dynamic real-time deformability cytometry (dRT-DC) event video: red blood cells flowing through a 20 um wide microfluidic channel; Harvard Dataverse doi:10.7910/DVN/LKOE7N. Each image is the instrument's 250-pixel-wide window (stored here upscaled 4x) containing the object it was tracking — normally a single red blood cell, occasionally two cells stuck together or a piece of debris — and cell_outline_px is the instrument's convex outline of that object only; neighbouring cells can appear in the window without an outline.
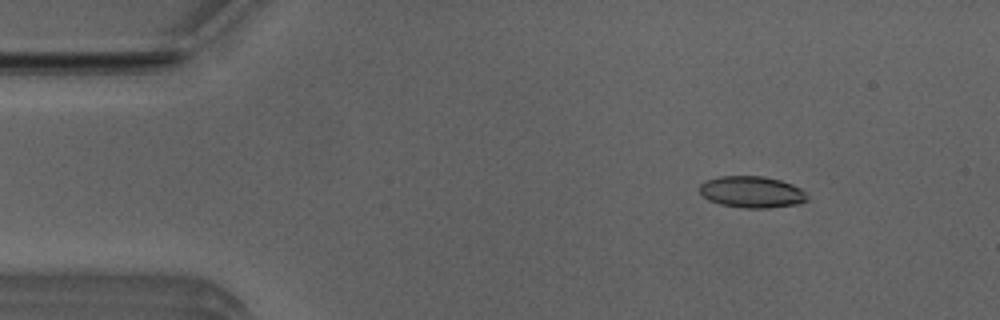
{"species": "Egyptian fruit bat (a non-hibernating species)", "species_latin": "Rousettus aegyptiacus", "temperature_condition": "room temperature", "stored_images_in_passage": 51, "camera_frame_rate_fps": 3000, "um_per_image_px": 0.085, "animal": {"sex": "male"}, "frame": {"image": 1, "passage_image": 7, "time_ms": 2.0, "image_size_px": [1000, 320], "cell_outline_px": [[808, 200], [800, 204], [768, 208], [744, 208], [720, 204], [708, 200], [700, 192], [700, 184], [708, 180], [720, 176], [764, 176], [780, 180], [792, 184], [800, 188], [808, 196]], "centroid_in_image_um": [63.93, 16.32], "position_along_channel_um": 21.1, "area_um2": 19.83}}
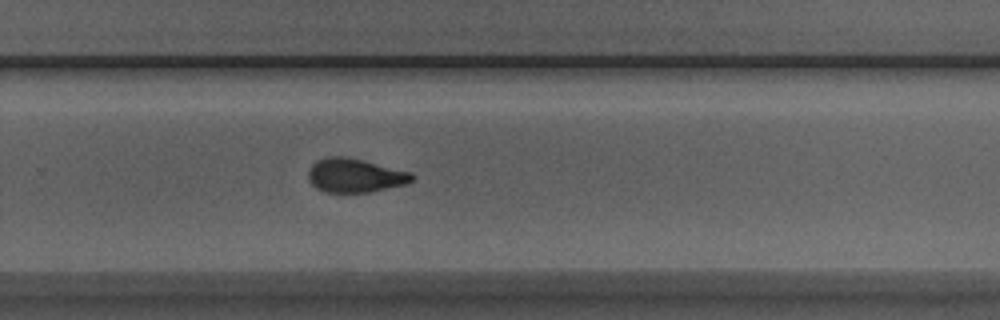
{"frame": {"image": 2, "passage_image": 34, "time_ms": 11.0, "image_size_px": [1000, 320], "cell_outline_px": [[416, 176], [408, 184], [368, 192], [324, 192], [316, 188], [308, 180], [308, 168], [316, 160], [328, 156], [344, 156], [364, 160], [412, 172]], "centroid_in_image_um": [30.17, 14.9], "position_along_channel_um": 299.6, "area_um2": 20.75}}
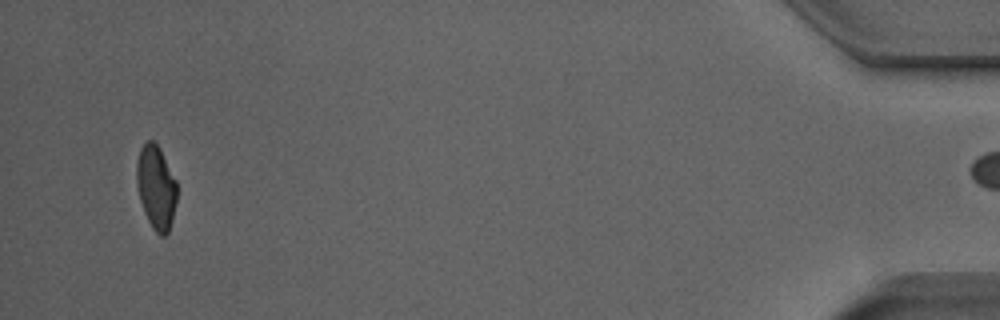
{"frame": {"image": 3, "passage_image": 50, "time_ms": 16.333, "image_size_px": [1000, 320], "cell_outline_px": [[176, 200], [172, 220], [168, 232], [164, 236], [160, 236], [152, 228], [144, 212], [140, 200], [136, 180], [136, 164], [140, 148], [148, 140], [152, 140], [160, 148], [176, 180]], "centroid_in_image_um": [13.26, 15.92], "position_along_channel_um": 421.9, "area_um2": 19.59}, "authors_computed_cell_mechanics": {"area_um2": 20.6346, "velocity_mm_per_s": 3.9383, "shape_relaxation_time_tau1_ms": 4.4351, "shape_relaxation_time_tau2_ms": 1.6302, "deformation_change_tau1": 0.1444, "deformation_change_tau2": 0.0758}}